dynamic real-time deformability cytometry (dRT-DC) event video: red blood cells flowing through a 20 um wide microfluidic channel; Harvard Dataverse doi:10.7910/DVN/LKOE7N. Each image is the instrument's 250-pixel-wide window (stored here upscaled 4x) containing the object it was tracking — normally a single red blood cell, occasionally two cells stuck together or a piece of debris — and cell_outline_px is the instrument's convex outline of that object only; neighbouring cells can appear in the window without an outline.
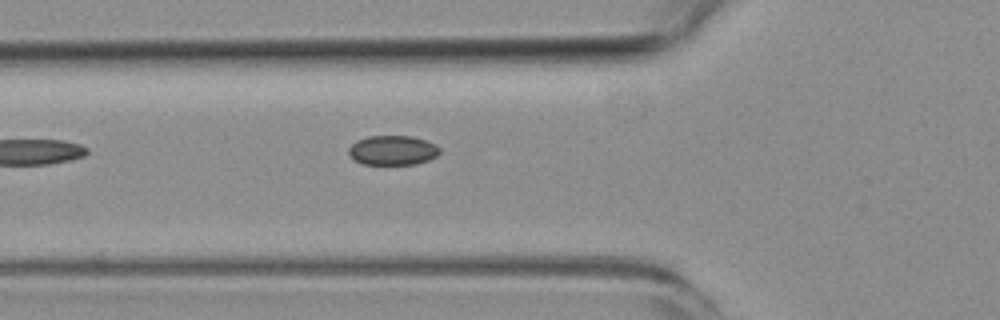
{"species": "common noctule bat (a hibernating species)", "species_latin": "Nyctalus noctula", "temperature_condition": "room temperature", "stored_images_in_passage": 6, "camera_frame_rate_fps": 3000, "um_per_image_px": 0.085, "animal": {"sex": "female", "body_mass_g": 19.3, "forearm_length_mm": 54.1}, "frame": {"image": 1, "passage_image": 2, "time_ms": 0.333, "image_size_px": [1000, 320], "cell_outline_px": [[440, 152], [436, 156], [428, 160], [416, 164], [364, 164], [356, 160], [348, 152], [348, 148], [356, 140], [368, 136], [412, 136], [436, 144], [440, 148]], "centroid_in_image_um": [33.39, 12.76], "position_along_channel_um": 92.4, "area_um2": 15.61}}